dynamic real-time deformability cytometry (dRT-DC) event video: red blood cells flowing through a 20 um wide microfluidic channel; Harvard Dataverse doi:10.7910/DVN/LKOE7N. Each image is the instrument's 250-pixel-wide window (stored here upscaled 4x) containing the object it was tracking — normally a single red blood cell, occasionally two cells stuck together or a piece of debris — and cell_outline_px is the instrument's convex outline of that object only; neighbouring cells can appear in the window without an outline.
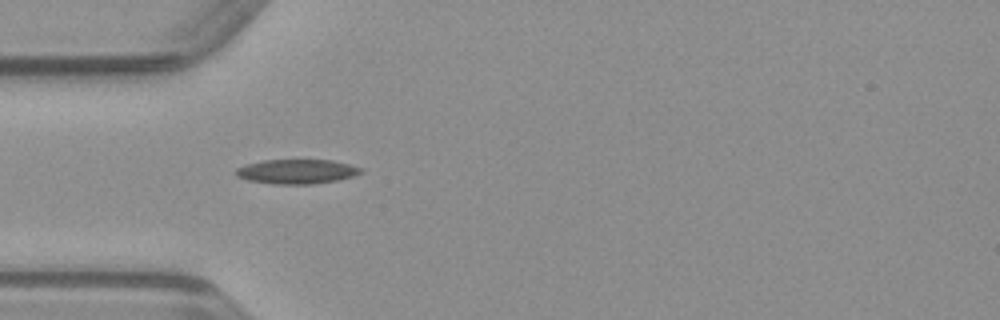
{"species": "common noctule bat (a hibernating species)", "species_latin": "Nyctalus noctula", "temperature_condition": "warm", "stored_images_in_passage": 37, "camera_frame_rate_fps": 3000, "um_per_image_px": 0.085, "animal": {"sex": "male", "body_mass_g": 23.1, "forearm_length_mm": 52.7}, "frame": {"image": 1, "passage_image": 2, "time_ms": 0.333, "image_size_px": [1000, 320], "cell_outline_px": [[364, 172], [352, 176], [336, 180], [312, 184], [272, 184], [248, 180], [236, 176], [236, 168], [248, 164], [264, 160], [332, 160], [364, 168]], "centroid_in_image_um": [25.24, 14.58], "position_along_channel_um": 59.8, "area_um2": 17.74}}
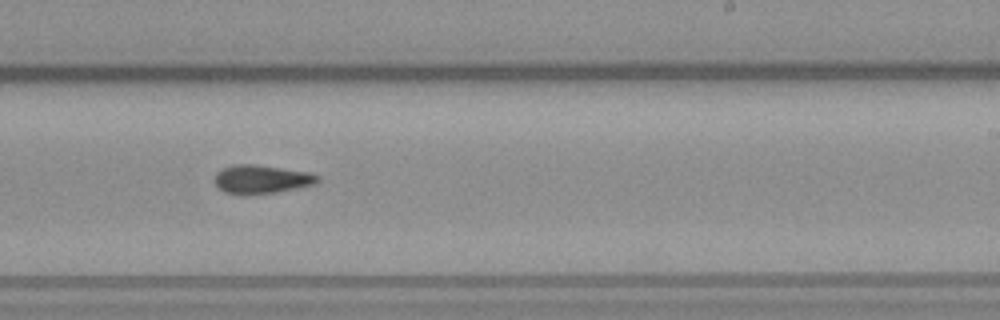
{"frame": {"image": 2, "passage_image": 17, "time_ms": 5.333, "image_size_px": [1000, 320], "cell_outline_px": [[320, 180], [316, 184], [276, 192], [244, 196], [224, 192], [216, 184], [216, 172], [220, 168], [232, 164], [256, 164], [308, 172], [320, 176]], "centroid_in_image_um": [22.21, 15.24], "position_along_channel_um": 266.8, "area_um2": 17.4}}
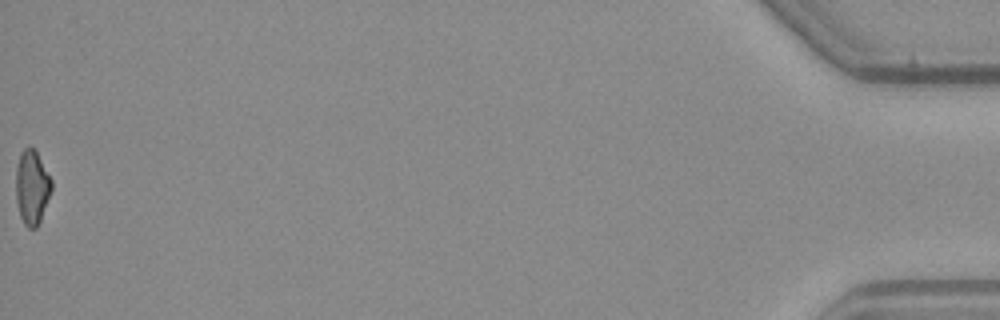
{"frame": {"image": 3, "passage_image": 37, "time_ms": 12.0, "image_size_px": [1000, 320], "cell_outline_px": [[52, 188], [40, 220], [36, 228], [28, 228], [24, 224], [20, 216], [16, 200], [16, 168], [20, 152], [28, 144], [36, 148], [52, 180]], "centroid_in_image_um": [2.71, 15.84], "position_along_channel_um": 432.5, "area_um2": 15.66}}